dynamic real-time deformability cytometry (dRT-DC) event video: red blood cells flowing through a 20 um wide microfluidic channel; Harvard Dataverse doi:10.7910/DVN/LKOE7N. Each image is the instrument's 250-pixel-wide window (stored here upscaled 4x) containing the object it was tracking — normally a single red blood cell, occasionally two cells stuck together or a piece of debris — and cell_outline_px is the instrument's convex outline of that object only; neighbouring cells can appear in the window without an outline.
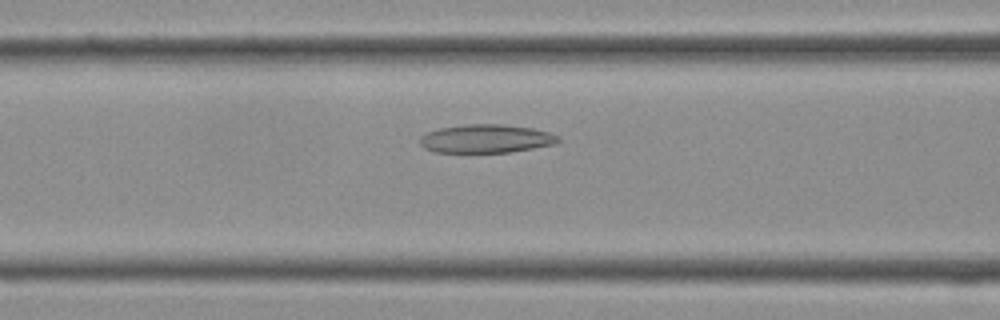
{"species": "Egyptian fruit bat (a non-hibernating species)", "species_latin": "Rousettus aegyptiacus", "temperature_condition": "cold", "stored_images_in_passage": 38, "camera_frame_rate_fps": 3000, "um_per_image_px": 0.085, "frame": {"image": 1, "passage_image": 15, "time_ms": 4.667, "image_size_px": [1000, 320], "cell_outline_px": [[560, 140], [556, 144], [508, 152], [432, 152], [424, 148], [420, 144], [420, 136], [428, 132], [440, 128], [464, 124], [504, 124], [532, 128], [548, 132], [560, 136]], "centroid_in_image_um": [41.31, 11.78], "position_along_channel_um": 125.3, "area_um2": 22.95}}
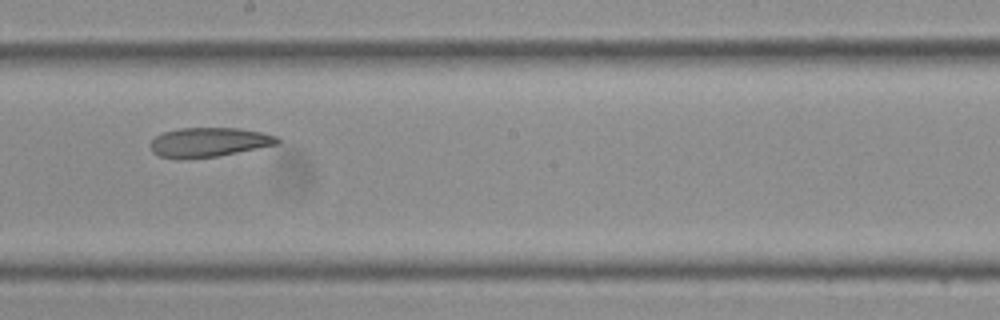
{"frame": {"image": 2, "passage_image": 21, "time_ms": 6.667, "image_size_px": [1000, 320], "cell_outline_px": [[280, 144], [216, 156], [176, 160], [160, 156], [152, 152], [152, 140], [156, 136], [164, 132], [180, 128], [240, 128], [260, 132], [276, 136], [280, 140]], "centroid_in_image_um": [17.75, 12.09], "position_along_channel_um": 230.4, "area_um2": 21.68}}
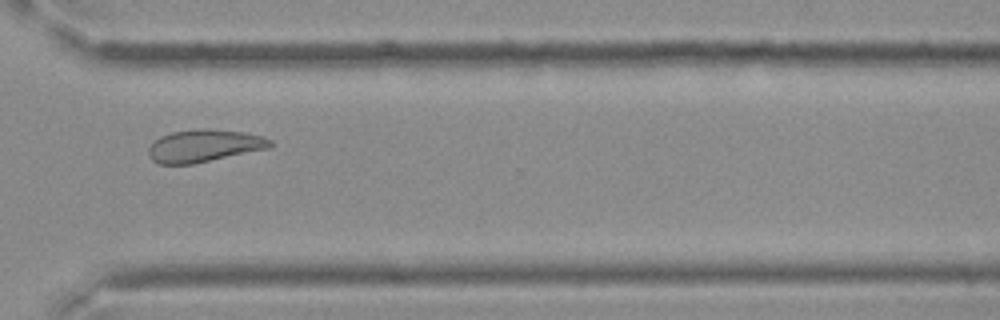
{"frame": {"image": 3, "passage_image": 28, "time_ms": 9.0, "image_size_px": [1000, 320], "cell_outline_px": [[272, 144], [268, 148], [192, 164], [160, 164], [152, 160], [148, 156], [148, 148], [160, 136], [172, 132], [244, 132], [264, 136], [272, 140]], "centroid_in_image_um": [17.33, 12.45], "position_along_channel_um": 353.3, "area_um2": 21.79}}